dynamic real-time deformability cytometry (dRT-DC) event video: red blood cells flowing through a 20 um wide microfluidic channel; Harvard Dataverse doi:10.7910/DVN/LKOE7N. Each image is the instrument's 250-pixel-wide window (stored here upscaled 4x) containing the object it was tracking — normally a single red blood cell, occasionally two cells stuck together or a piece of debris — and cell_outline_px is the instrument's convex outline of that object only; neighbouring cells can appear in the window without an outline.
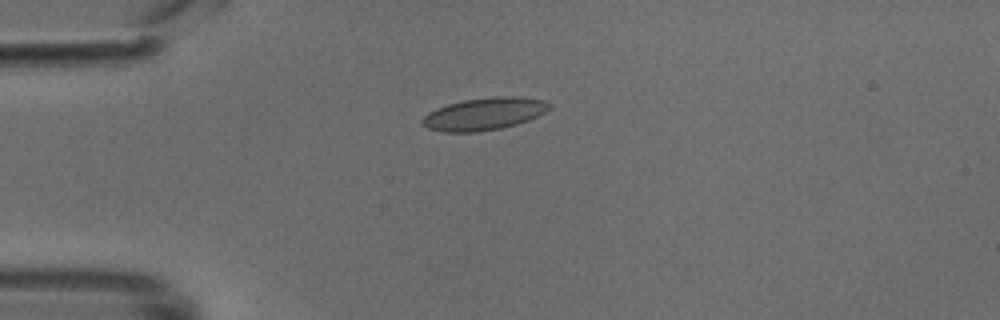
{"species": "common noctule bat (a hibernating species)", "species_latin": "Nyctalus noctula", "temperature_condition": "cold", "stored_images_in_passage": 31, "camera_frame_rate_fps": 3000, "um_per_image_px": 0.085, "animal": {"sex": "male", "body_mass_g": 18.8}, "frame": {"image": 1, "passage_image": 1, "time_ms": 0.0, "image_size_px": [1000, 320], "cell_outline_px": [[552, 108], [528, 120], [516, 124], [500, 128], [476, 132], [444, 132], [428, 128], [420, 124], [420, 120], [428, 112], [436, 108], [448, 104], [464, 100], [492, 96], [520, 96], [544, 100], [552, 104]], "centroid_in_image_um": [41.15, 9.67], "position_along_channel_um": 43.9, "area_um2": 24.1}}
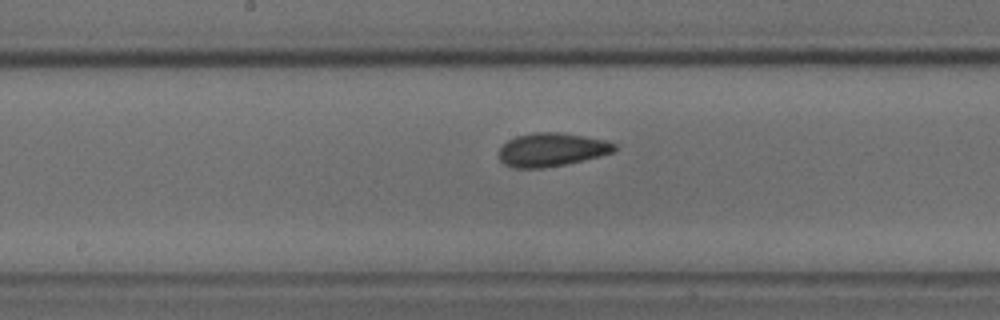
{"frame": {"image": 2, "passage_image": 14, "time_ms": 4.333, "image_size_px": [1000, 320], "cell_outline_px": [[620, 148], [612, 152], [600, 156], [564, 164], [544, 168], [512, 168], [504, 164], [500, 160], [496, 152], [508, 140], [516, 136], [532, 132], [560, 132], [608, 140], [616, 144]], "centroid_in_image_um": [46.88, 12.71], "position_along_channel_um": 201.3, "area_um2": 22.83}}
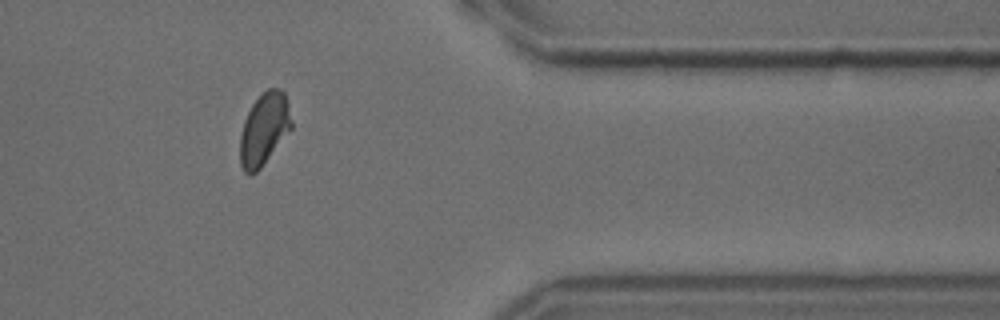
{"frame": {"image": 3, "passage_image": 29, "time_ms": 9.333, "image_size_px": [1000, 320], "cell_outline_px": [[292, 128], [260, 168], [256, 172], [244, 172], [240, 164], [240, 136], [244, 120], [252, 104], [268, 88], [280, 88], [284, 92], [288, 104], [292, 120]], "centroid_in_image_um": [22.45, 10.95], "position_along_channel_um": 388.9, "area_um2": 21.33}}